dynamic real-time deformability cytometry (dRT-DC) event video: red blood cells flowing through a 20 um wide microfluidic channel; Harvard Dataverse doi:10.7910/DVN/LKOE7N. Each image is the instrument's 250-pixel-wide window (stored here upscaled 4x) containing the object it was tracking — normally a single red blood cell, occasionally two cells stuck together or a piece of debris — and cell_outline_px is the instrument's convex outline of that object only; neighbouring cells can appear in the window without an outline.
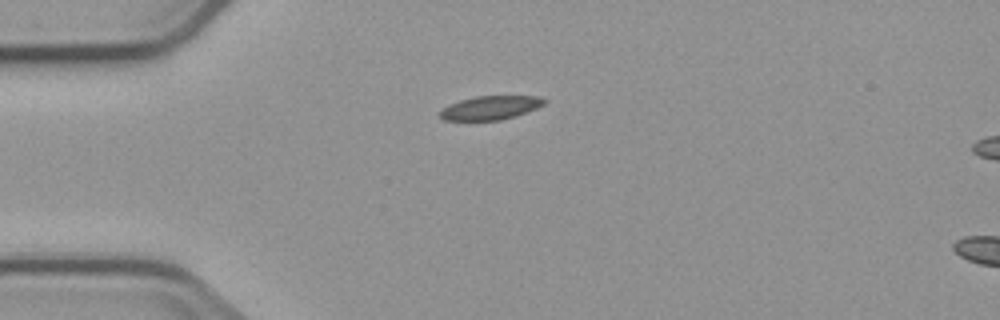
{"species": "common noctule bat (a hibernating species)", "species_latin": "Nyctalus noctula", "temperature_condition": "cold", "stored_images_in_passage": 2, "camera_frame_rate_fps": 3000, "um_per_image_px": 0.085, "animal": {"sex": "male", "body_mass_g": 23.1, "forearm_length_mm": 52.7}, "frame": {"image": 1, "passage_image": 1, "time_ms": 0.0, "image_size_px": [1000, 320], "cell_outline_px": [[548, 100], [544, 104], [536, 108], [516, 116], [500, 120], [444, 120], [440, 116], [440, 112], [448, 104], [460, 100], [476, 96], [540, 96]], "centroid_in_image_um": [41.71, 9.15], "position_along_channel_um": 43.3, "area_um2": 14.39}}